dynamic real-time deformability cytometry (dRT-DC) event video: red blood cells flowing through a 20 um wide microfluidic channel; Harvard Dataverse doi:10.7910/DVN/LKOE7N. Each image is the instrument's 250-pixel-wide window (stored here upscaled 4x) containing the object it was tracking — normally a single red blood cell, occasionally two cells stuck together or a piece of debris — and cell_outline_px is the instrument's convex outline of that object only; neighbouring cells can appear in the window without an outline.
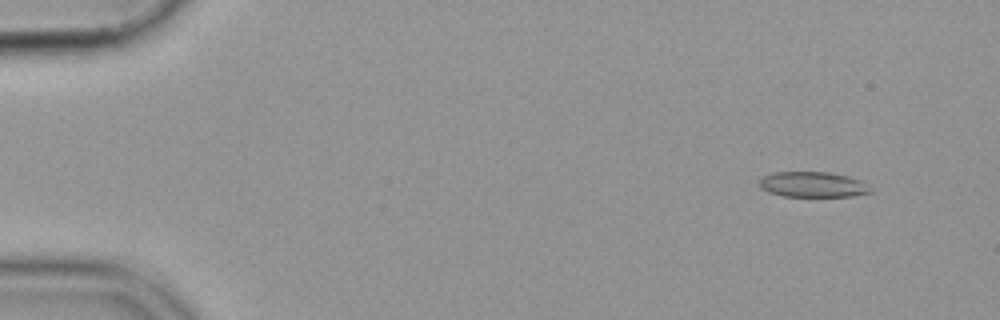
{"species": "common noctule bat (a hibernating species)", "species_latin": "Nyctalus noctula", "temperature_condition": "cold", "stored_images_in_passage": 56, "camera_frame_rate_fps": 3000, "um_per_image_px": 0.085, "animal": {"sex": "female", "body_mass_g": 19.9}, "frame": {"image": 1, "passage_image": 5, "time_ms": 1.333, "image_size_px": [1000, 320], "cell_outline_px": [[872, 192], [852, 196], [780, 196], [768, 192], [760, 188], [760, 180], [764, 176], [772, 172], [828, 172], [860, 180]], "centroid_in_image_um": [69.01, 15.69], "position_along_channel_um": 16.0, "area_um2": 16.18}}
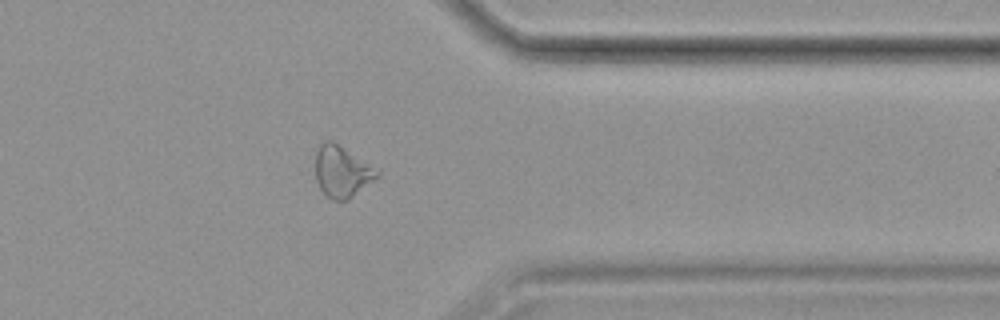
{"frame": {"image": 2, "passage_image": 45, "time_ms": 14.667, "image_size_px": [1000, 320], "cell_outline_px": [[380, 176], [348, 200], [332, 200], [320, 188], [316, 180], [316, 152], [320, 144], [324, 140], [332, 140], [380, 172]], "centroid_in_image_um": [29.05, 14.59], "position_along_channel_um": 382.3, "area_um2": 18.15}}
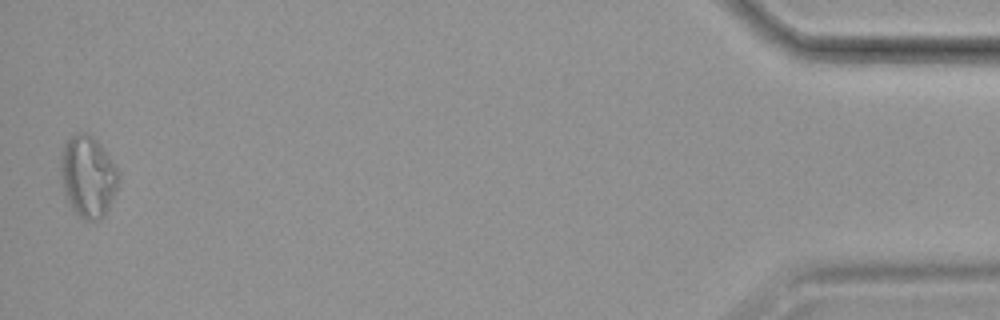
{"frame": {"image": 3, "passage_image": 55, "time_ms": 18.0, "image_size_px": [1000, 320], "cell_outline_px": [[120, 176], [116, 188], [108, 208], [104, 216], [100, 220], [84, 220], [68, 204], [64, 196], [60, 176], [60, 152], [64, 144], [72, 136], [80, 132], [88, 132], [96, 140], [116, 168]], "centroid_in_image_um": [7.42, 15.01], "position_along_channel_um": 427.8, "area_um2": 27.4}}